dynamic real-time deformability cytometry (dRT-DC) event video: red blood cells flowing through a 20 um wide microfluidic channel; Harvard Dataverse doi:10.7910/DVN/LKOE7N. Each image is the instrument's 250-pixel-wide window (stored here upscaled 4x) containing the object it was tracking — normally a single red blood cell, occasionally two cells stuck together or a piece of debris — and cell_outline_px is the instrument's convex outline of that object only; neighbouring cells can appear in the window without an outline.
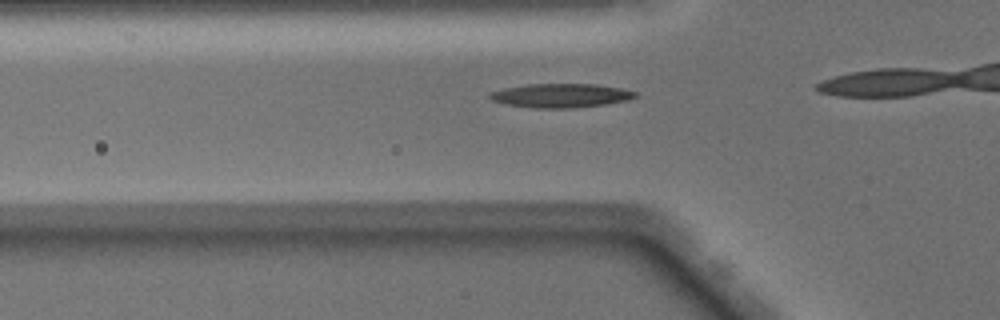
{"species": "Egyptian fruit bat (a non-hibernating species)", "species_latin": "Rousettus aegyptiacus", "temperature_condition": "warm", "stored_images_in_passage": 33, "camera_frame_rate_fps": 3000, "um_per_image_px": 0.085, "animal": {"sex": "male"}, "frame": {"image": 1, "passage_image": 11, "time_ms": 3.333, "image_size_px": [1000, 320], "cell_outline_px": [[640, 96], [628, 100], [604, 104], [572, 108], [532, 108], [504, 104], [492, 100], [488, 96], [492, 92], [504, 88], [528, 84], [596, 84], [620, 88], [636, 92]], "centroid_in_image_um": [47.68, 8.12], "position_along_channel_um": 78.1, "area_um2": 20.29}}
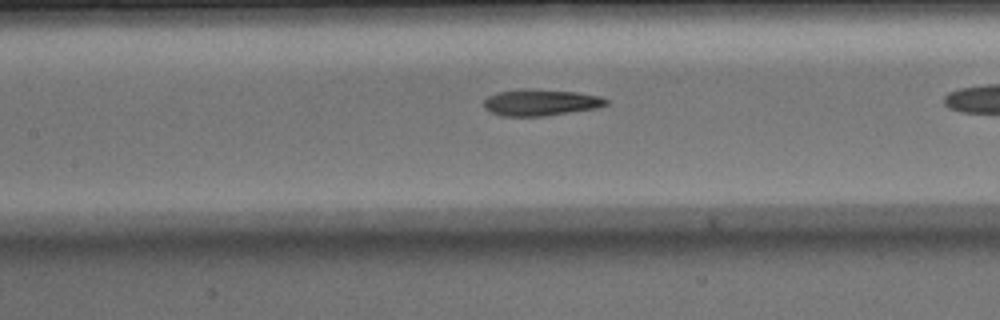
{"frame": {"image": 2, "passage_image": 17, "time_ms": 5.333, "image_size_px": [1000, 320], "cell_outline_px": [[608, 104], [596, 108], [544, 116], [500, 116], [488, 112], [484, 108], [484, 100], [488, 96], [496, 92], [528, 88], [576, 92], [600, 96], [608, 100]], "centroid_in_image_um": [45.91, 8.71], "position_along_channel_um": 161.5, "area_um2": 18.96}}
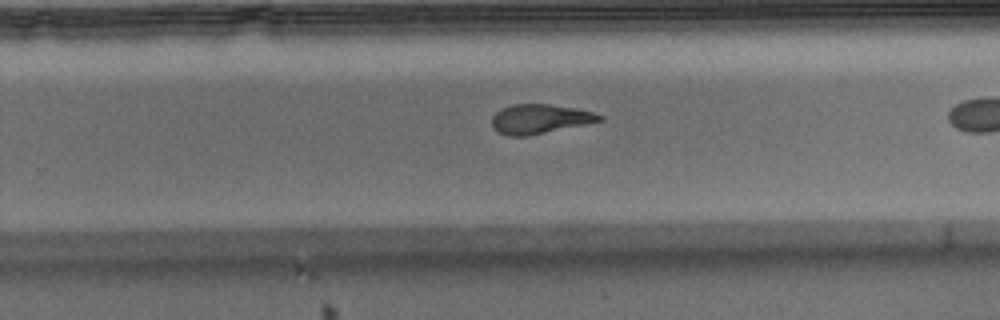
{"frame": {"image": 3, "passage_image": 26, "time_ms": 8.333, "image_size_px": [1000, 320], "cell_outline_px": [[604, 120], [528, 136], [508, 136], [496, 132], [492, 124], [492, 116], [496, 112], [512, 104], [548, 104], [576, 108], [592, 112], [604, 116]], "centroid_in_image_um": [45.87, 10.11], "position_along_channel_um": 283.9, "area_um2": 18.38}}